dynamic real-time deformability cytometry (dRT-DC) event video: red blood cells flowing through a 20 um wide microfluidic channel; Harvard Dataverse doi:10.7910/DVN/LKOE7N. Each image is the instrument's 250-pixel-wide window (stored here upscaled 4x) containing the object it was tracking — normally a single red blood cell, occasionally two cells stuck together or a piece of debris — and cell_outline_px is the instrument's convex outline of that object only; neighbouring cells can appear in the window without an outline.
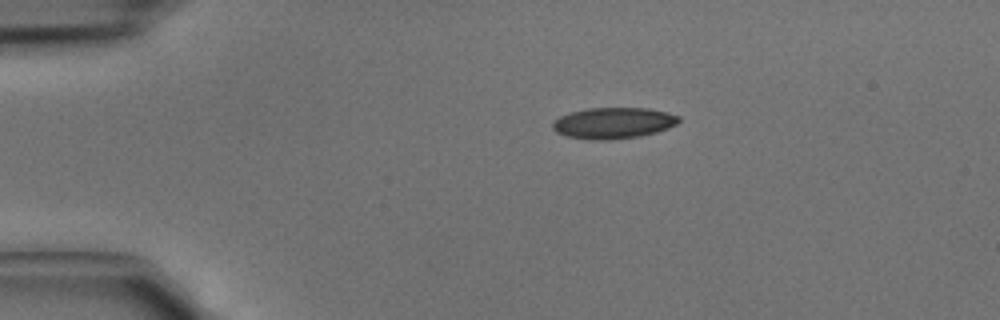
{"species": "common noctule bat (a hibernating species)", "species_latin": "Nyctalus noctula", "temperature_condition": "cold", "stored_images_in_passage": 2, "camera_frame_rate_fps": 3000, "um_per_image_px": 0.085, "animal": {"sex": "male", "body_mass_g": 15.6}, "frame": {"image": 1, "passage_image": 1, "time_ms": 0.0, "image_size_px": [1000, 320], "cell_outline_px": [[680, 120], [676, 124], [668, 128], [656, 132], [640, 136], [608, 140], [588, 140], [568, 136], [556, 132], [552, 128], [552, 124], [560, 116], [572, 112], [588, 108], [648, 108], [668, 112], [680, 116]], "centroid_in_image_um": [52.16, 10.46], "position_along_channel_um": 32.8, "area_um2": 22.89}}